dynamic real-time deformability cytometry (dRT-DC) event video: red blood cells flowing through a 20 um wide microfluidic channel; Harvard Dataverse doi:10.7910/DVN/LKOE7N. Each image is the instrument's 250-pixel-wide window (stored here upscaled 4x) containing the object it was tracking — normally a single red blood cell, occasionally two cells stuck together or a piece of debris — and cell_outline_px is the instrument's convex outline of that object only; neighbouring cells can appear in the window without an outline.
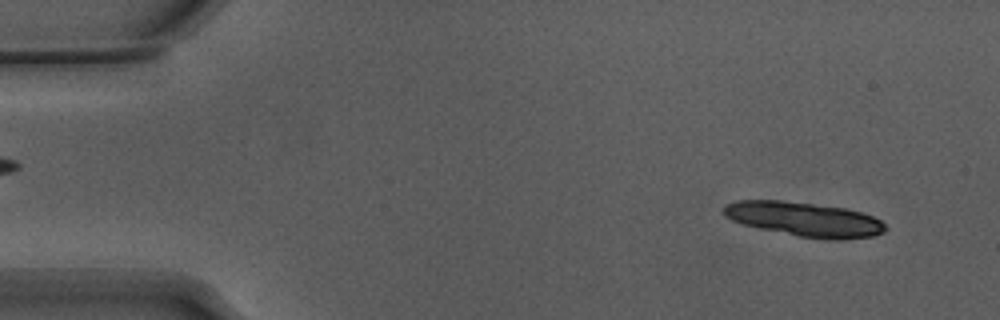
{"species": "Egyptian fruit bat (a non-hibernating species)", "species_latin": "Rousettus aegyptiacus", "temperature_condition": "warm", "stored_images_in_passage": 16, "camera_frame_rate_fps": 3000, "um_per_image_px": 0.085, "animal": {"sex": "male"}, "frame": {"image": 1, "passage_image": 5, "time_ms": 1.333, "image_size_px": [1000, 320], "cell_outline_px": [[888, 228], [884, 232], [872, 236], [840, 240], [828, 240], [800, 236], [760, 228], [744, 224], [732, 220], [724, 216], [724, 204], [740, 200], [780, 200], [844, 208], [860, 212], [872, 216], [880, 220]], "centroid_in_image_um": [68.38, 18.64], "position_along_channel_um": 16.6, "area_um2": 32.08}}